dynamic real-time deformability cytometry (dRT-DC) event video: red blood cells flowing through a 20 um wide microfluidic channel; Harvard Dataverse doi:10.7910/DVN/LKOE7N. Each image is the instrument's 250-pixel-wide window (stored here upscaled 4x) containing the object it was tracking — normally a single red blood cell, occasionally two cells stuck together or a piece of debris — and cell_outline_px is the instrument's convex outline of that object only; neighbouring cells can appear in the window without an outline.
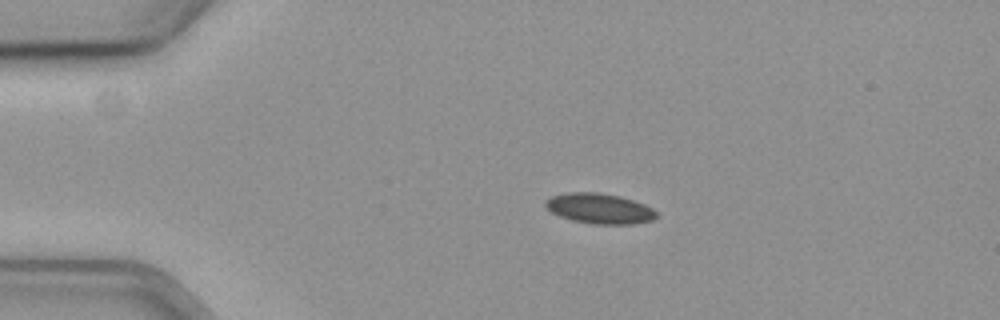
{"species": "common noctule bat (a hibernating species)", "species_latin": "Nyctalus noctula", "temperature_condition": "cold", "stored_images_in_passage": 46, "camera_frame_rate_fps": 3000, "um_per_image_px": 0.085, "animal": {"sex": "female", "body_mass_g": 19.3, "forearm_length_mm": 54.1}, "frame": {"image": 1, "passage_image": 1, "time_ms": 0.0, "image_size_px": [1000, 320], "cell_outline_px": [[656, 216], [652, 220], [632, 224], [592, 224], [572, 220], [560, 216], [552, 212], [544, 204], [544, 200], [552, 196], [568, 192], [596, 192], [620, 196], [644, 204], [652, 208], [656, 212]], "centroid_in_image_um": [50.94, 17.72], "position_along_channel_um": 34.1, "area_um2": 19.48}}
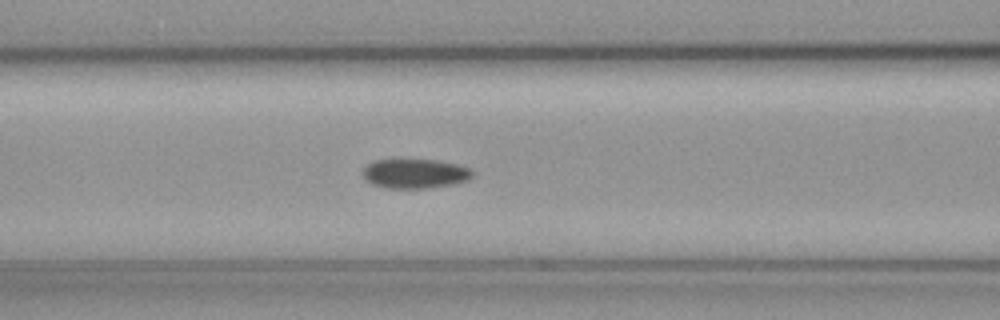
{"frame": {"image": 2, "passage_image": 13, "time_ms": 4.0, "image_size_px": [1000, 320], "cell_outline_px": [[472, 176], [468, 180], [452, 184], [424, 188], [388, 188], [372, 184], [364, 176], [364, 168], [368, 164], [376, 160], [436, 160], [456, 164], [468, 168], [472, 172]], "centroid_in_image_um": [35.28, 14.76], "position_along_channel_um": 131.3, "area_um2": 18.38}}
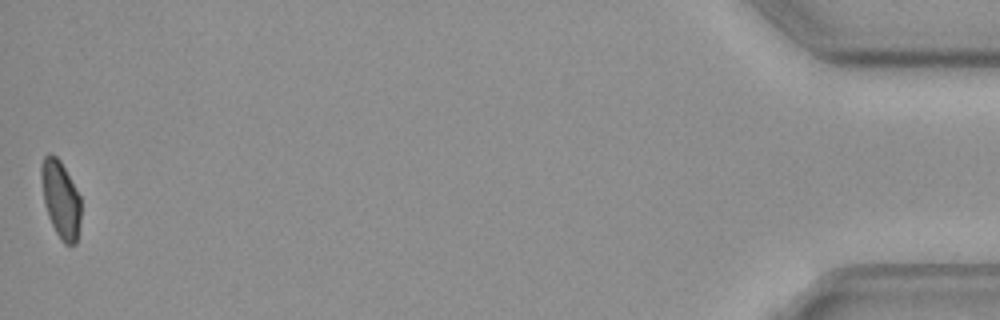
{"frame": {"image": 3, "passage_image": 46, "time_ms": 15.0, "image_size_px": [1000, 320], "cell_outline_px": [[80, 224], [76, 244], [64, 244], [60, 240], [48, 216], [44, 204], [40, 176], [40, 168], [44, 156], [48, 152], [56, 156], [60, 160], [80, 196]], "centroid_in_image_um": [5.14, 16.93], "position_along_channel_um": 430.1, "area_um2": 17.92}, "authors_computed_cell_mechanics": {"area_um2": 19.2185, "velocity_mm_per_s": 3.6366, "shape_relaxation_time_tau1_ms": null, "shape_relaxation_time_tau2_ms": 7.3656, "deformation_change_tau1": null, "deformation_change_tau2": 0.0927}}